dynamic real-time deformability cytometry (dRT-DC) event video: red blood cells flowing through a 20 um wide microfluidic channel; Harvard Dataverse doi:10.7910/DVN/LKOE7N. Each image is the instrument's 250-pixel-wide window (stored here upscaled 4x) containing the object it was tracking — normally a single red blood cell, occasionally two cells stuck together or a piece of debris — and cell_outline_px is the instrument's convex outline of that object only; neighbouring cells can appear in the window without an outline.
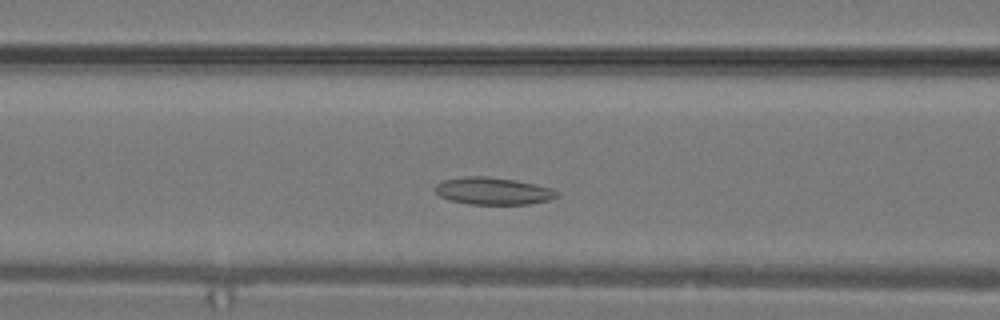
{"species": "common noctule bat (a hibernating species)", "species_latin": "Nyctalus noctula", "temperature_condition": "warm", "stored_images_in_passage": 29, "camera_frame_rate_fps": 3000, "um_per_image_px": 0.085, "animal": {"sex": "male", "body_mass_g": 19.2, "forearm_length_mm": 51.8}, "frame": {"image": 1, "passage_image": 10, "time_ms": 3.0, "image_size_px": [1000, 320], "cell_outline_px": [[560, 196], [548, 200], [528, 204], [472, 204], [452, 200], [440, 196], [436, 192], [436, 184], [444, 180], [460, 176], [488, 176], [516, 180], [536, 184], [552, 188], [560, 192]], "centroid_in_image_um": [41.96, 16.22], "position_along_channel_um": 124.6, "area_um2": 19.36}}
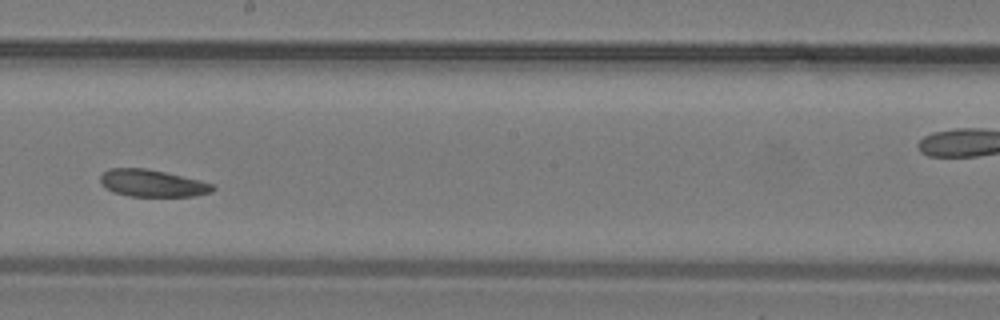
{"frame": {"image": 2, "passage_image": 15, "time_ms": 4.667, "image_size_px": [1000, 320], "cell_outline_px": [[216, 188], [212, 192], [192, 196], [128, 196], [112, 192], [100, 180], [100, 176], [108, 168], [148, 168], [200, 180], [216, 184]], "centroid_in_image_um": [12.99, 15.57], "position_along_channel_um": 235.2, "area_um2": 17.8}}
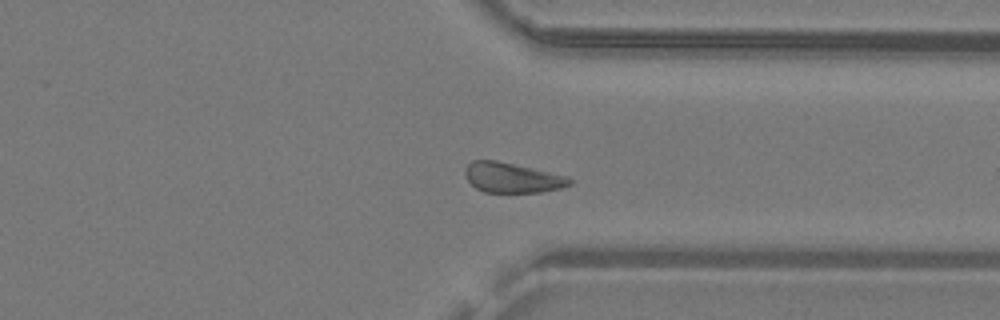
{"frame": {"image": 3, "passage_image": 21, "time_ms": 6.667, "image_size_px": [1000, 320], "cell_outline_px": [[572, 184], [560, 188], [540, 192], [484, 192], [476, 188], [464, 176], [464, 168], [472, 160], [496, 160], [564, 176], [572, 180]], "centroid_in_image_um": [43.46, 15.1], "position_along_channel_um": 367.9, "area_um2": 17.98}}